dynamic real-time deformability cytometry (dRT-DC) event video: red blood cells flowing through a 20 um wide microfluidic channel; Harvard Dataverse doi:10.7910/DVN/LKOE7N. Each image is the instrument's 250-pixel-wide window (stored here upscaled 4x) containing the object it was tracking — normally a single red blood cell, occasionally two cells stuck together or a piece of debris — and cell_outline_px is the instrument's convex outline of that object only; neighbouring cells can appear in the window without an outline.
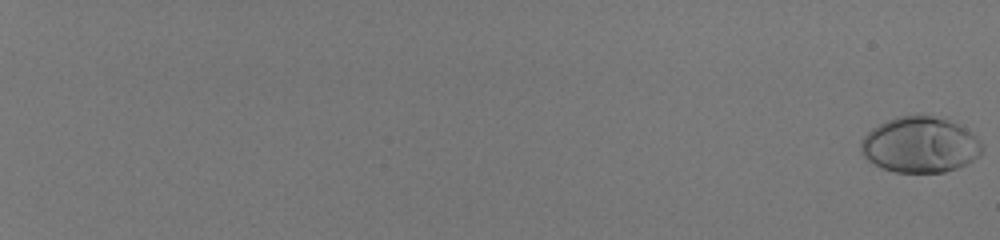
{"species": "human", "species_latin": "Homo sapiens", "temperature_condition": "room temperature", "stored_images_in_passage": 59, "camera_frame_rate_fps": 3000, "um_per_image_px": 0.085, "donor": {"sex": "male"}, "frame": {"image": 1, "passage_image": 1, "time_ms": 0.0, "image_size_px": [1000, 240], "cell_outline_px": [[984, 148], [980, 156], [956, 168], [944, 172], [896, 172], [884, 168], [868, 160], [860, 152], [860, 140], [872, 128], [888, 120], [900, 116], [920, 112], [948, 120], [972, 132], [980, 140]], "centroid_in_image_um": [78.21, 12.28], "position_along_channel_um": 6.8, "area_um2": 39.59}}
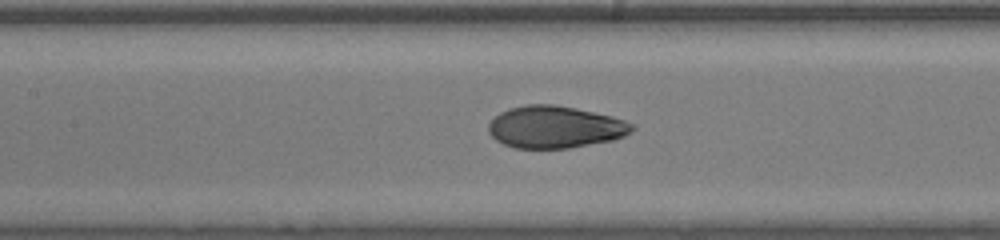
{"frame": {"image": 2, "passage_image": 35, "time_ms": 11.333, "image_size_px": [1000, 240], "cell_outline_px": [[636, 128], [632, 132], [624, 136], [612, 140], [568, 148], [512, 148], [496, 140], [488, 132], [488, 124], [500, 112], [508, 108], [528, 104], [556, 104], [576, 108], [612, 116], [624, 120], [632, 124]], "centroid_in_image_um": [47.17, 10.79], "position_along_channel_um": 160.2, "area_um2": 35.32}}
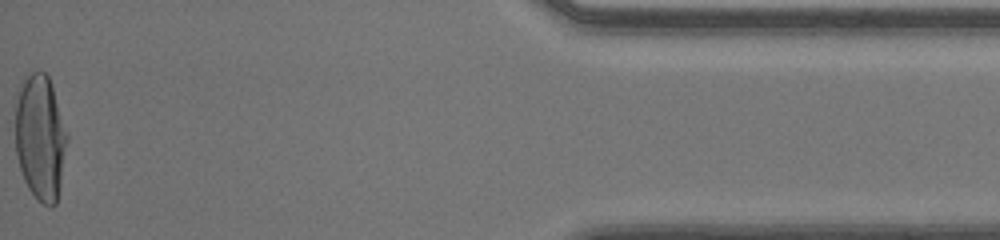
{"frame": {"image": 3, "passage_image": 59, "time_ms": 19.333, "image_size_px": [1000, 240], "cell_outline_px": [[68, 140], [60, 184], [56, 204], [52, 208], [44, 204], [28, 188], [24, 180], [16, 156], [16, 104], [20, 84], [32, 72], [44, 72], [48, 76], [52, 84], [68, 132]], "centroid_in_image_um": [3.45, 11.68], "position_along_channel_um": 431.8, "area_um2": 37.86}, "authors_computed_cell_mechanics": {"area_um2": 35.7204, "velocity_mm_per_s": 4.1013, "shape_relaxation_time_tau1_ms": 3.9476, "shape_relaxation_time_tau2_ms": null, "deformation_change_tau1": 0.2185, "deformation_change_tau2": null}}